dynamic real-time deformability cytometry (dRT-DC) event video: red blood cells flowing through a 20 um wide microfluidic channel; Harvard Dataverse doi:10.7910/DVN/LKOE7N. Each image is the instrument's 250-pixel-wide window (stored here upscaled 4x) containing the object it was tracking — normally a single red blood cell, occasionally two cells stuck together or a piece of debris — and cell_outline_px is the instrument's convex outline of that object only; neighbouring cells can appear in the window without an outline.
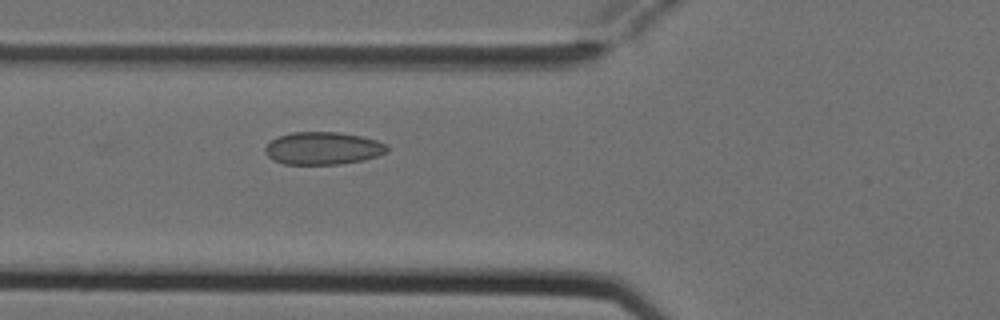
{"species": "Egyptian fruit bat (a non-hibernating species)", "species_latin": "Rousettus aegyptiacus", "temperature_condition": "cold", "stored_images_in_passage": 2, "camera_frame_rate_fps": 3000, "um_per_image_px": 0.085, "animal": {"sex": "female"}, "frame": {"image": 1, "passage_image": 2, "time_ms": 0.333, "image_size_px": [1000, 320], "cell_outline_px": [[388, 152], [364, 160], [340, 164], [284, 164], [272, 160], [264, 152], [264, 148], [272, 140], [280, 136], [292, 132], [340, 132], [360, 136], [376, 140], [384, 144], [388, 148]], "centroid_in_image_um": [27.44, 12.61], "position_along_channel_um": 98.4, "area_um2": 23.12}}